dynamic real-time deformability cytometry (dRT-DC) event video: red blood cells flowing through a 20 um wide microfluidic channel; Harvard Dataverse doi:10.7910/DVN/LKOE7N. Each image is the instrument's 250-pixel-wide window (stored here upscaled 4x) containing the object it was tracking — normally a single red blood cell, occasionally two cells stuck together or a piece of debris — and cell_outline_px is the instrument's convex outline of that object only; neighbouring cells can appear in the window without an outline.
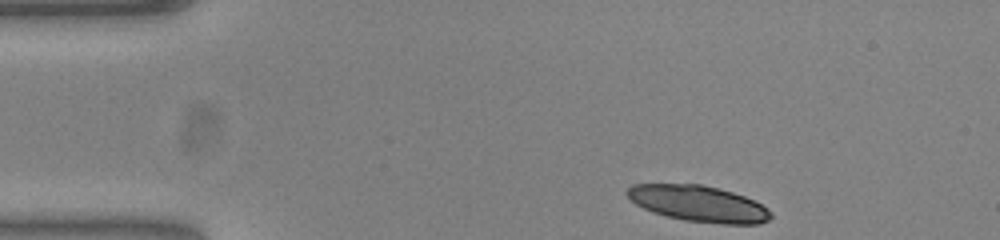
{"species": "common noctule bat (a hibernating species)", "species_latin": "Nyctalus noctula", "temperature_condition": "warm", "stored_images_in_passage": 46, "camera_frame_rate_fps": 3000, "um_per_image_px": 0.085, "animal": {"sex": "female", "body_mass_g": 23.0, "forearm_length_mm": 53.4}, "frame": {"image": 1, "passage_image": 1, "time_ms": 0.0, "image_size_px": [1000, 240], "cell_outline_px": [[772, 216], [768, 220], [760, 224], [720, 224], [684, 220], [652, 212], [636, 204], [624, 192], [632, 184], [700, 184], [732, 192], [744, 196], [768, 208], [772, 212]], "centroid_in_image_um": [59.38, 17.31], "position_along_channel_um": 25.6, "area_um2": 30.11}}
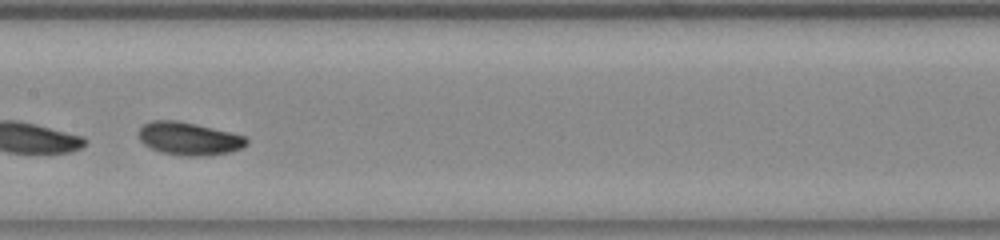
{"frame": {"image": 2, "passage_image": 20, "time_ms": 6.333, "image_size_px": [1000, 240], "cell_outline_px": [[248, 144], [244, 148], [228, 152], [200, 156], [184, 156], [164, 152], [152, 148], [144, 144], [140, 140], [140, 128], [144, 124], [152, 120], [176, 120], [196, 124], [244, 136], [248, 140]], "centroid_in_image_um": [16.08, 11.78], "position_along_channel_um": 191.3, "area_um2": 20.35}, "authors_computed_cell_mechanics": {"area_um2": 20.6635, "velocity_mm_per_s": 3.8036, "shape_relaxation_time_tau1_ms": 4.4719, "shape_relaxation_time_tau2_ms": null, "deformation_change_tau1": 0.148, "deformation_change_tau2": null}}